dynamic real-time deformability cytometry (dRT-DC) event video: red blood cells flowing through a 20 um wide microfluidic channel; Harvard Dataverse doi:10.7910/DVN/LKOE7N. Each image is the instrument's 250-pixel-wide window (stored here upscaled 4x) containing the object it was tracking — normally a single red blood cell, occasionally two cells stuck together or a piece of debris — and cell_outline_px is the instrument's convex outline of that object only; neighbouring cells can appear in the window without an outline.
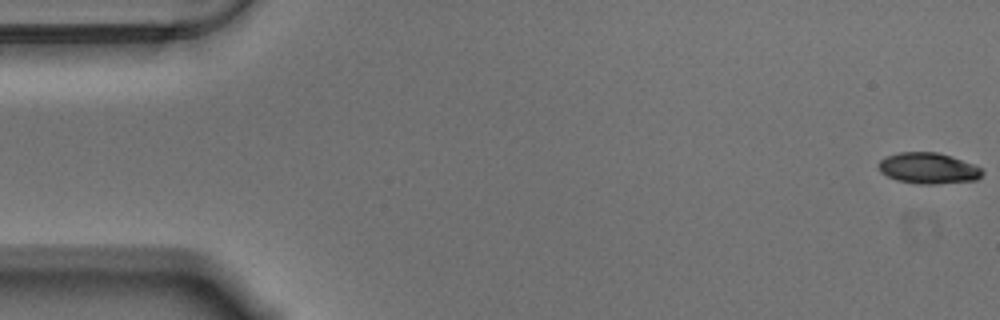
{"species": "Egyptian fruit bat (a non-hibernating species)", "species_latin": "Rousettus aegyptiacus", "temperature_condition": "warm", "stored_images_in_passage": 57, "camera_frame_rate_fps": 3000, "um_per_image_px": 0.085, "animal": {"sex": "male"}, "frame": {"image": 1, "passage_image": 1, "time_ms": 0.0, "image_size_px": [1000, 320], "cell_outline_px": [[984, 172], [976, 180], [936, 184], [920, 184], [896, 180], [880, 172], [876, 164], [884, 156], [900, 152], [936, 152], [952, 156], [972, 164], [980, 168]], "centroid_in_image_um": [78.85, 14.29], "position_along_channel_um": 6.1, "area_um2": 18.79}}
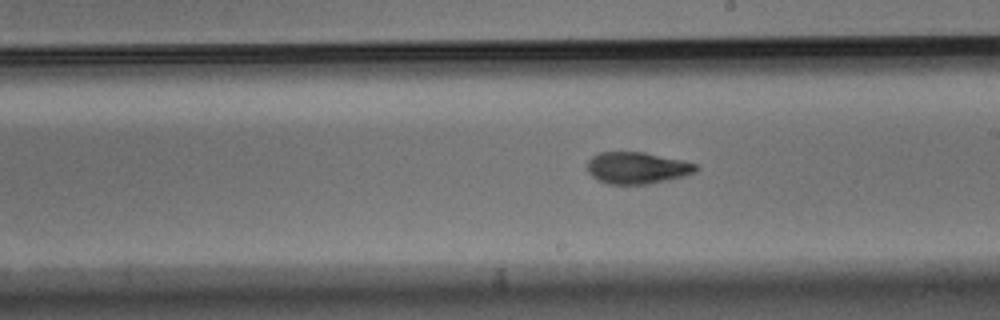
{"frame": {"image": 2, "passage_image": 32, "time_ms": 10.333, "image_size_px": [1000, 320], "cell_outline_px": [[700, 168], [696, 172], [684, 176], [668, 180], [648, 184], [608, 184], [596, 180], [588, 172], [588, 160], [592, 156], [600, 152], [644, 152], [680, 160], [696, 164]], "centroid_in_image_um": [54.14, 14.28], "position_along_channel_um": 234.9, "area_um2": 20.11}}
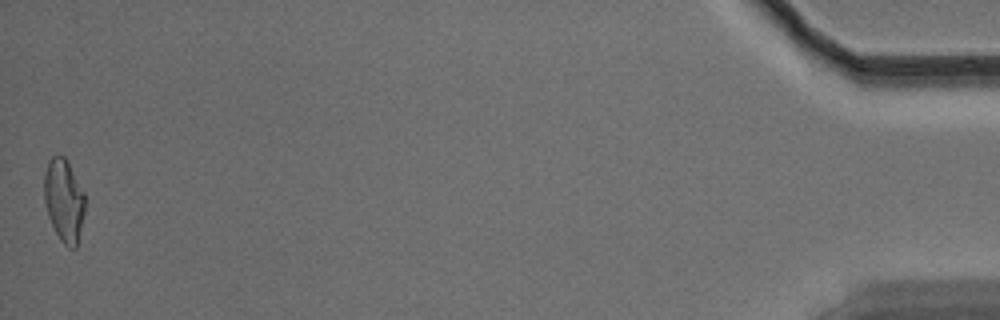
{"frame": {"image": 3, "passage_image": 57, "time_ms": 18.667, "image_size_px": [1000, 320], "cell_outline_px": [[84, 212], [76, 248], [68, 248], [60, 240], [48, 216], [44, 200], [44, 172], [48, 160], [56, 152], [64, 156], [68, 160], [84, 192]], "centroid_in_image_um": [5.42, 16.96], "position_along_channel_um": 429.8, "area_um2": 19.88}, "authors_computed_cell_mechanics": {"area_um2": 19.8832, "velocity_mm_per_s": 3.5316, "shape_relaxation_time_tau1_ms": 4.1852, "shape_relaxation_time_tau2_ms": 2.5564, "deformation_change_tau1": 0.1601, "deformation_change_tau2": 0.0781}}